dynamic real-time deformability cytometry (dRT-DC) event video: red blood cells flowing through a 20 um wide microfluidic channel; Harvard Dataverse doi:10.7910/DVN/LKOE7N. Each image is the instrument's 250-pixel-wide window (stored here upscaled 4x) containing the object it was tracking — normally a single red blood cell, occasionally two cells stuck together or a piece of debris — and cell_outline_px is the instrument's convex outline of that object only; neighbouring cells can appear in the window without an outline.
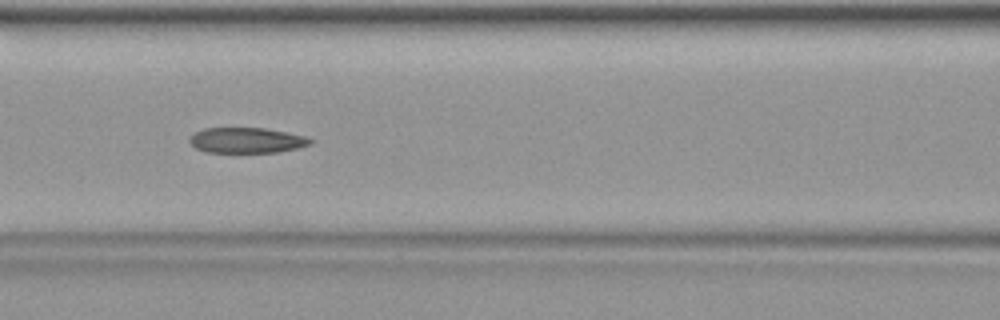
{"species": "common noctule bat (a hibernating species)", "species_latin": "Nyctalus noctula", "temperature_condition": "warm", "stored_images_in_passage": 38, "camera_frame_rate_fps": 3000, "um_per_image_px": 0.085, "animal": {"sex": "female", "body_mass_g": 19.9}, "frame": {"image": 1, "passage_image": 17, "time_ms": 5.333, "image_size_px": [1000, 320], "cell_outline_px": [[316, 140], [312, 144], [300, 148], [276, 152], [208, 152], [196, 148], [188, 140], [188, 136], [204, 128], [264, 128], [288, 132], [308, 136]], "centroid_in_image_um": [21.04, 11.92], "position_along_channel_um": 145.6, "area_um2": 18.15}}